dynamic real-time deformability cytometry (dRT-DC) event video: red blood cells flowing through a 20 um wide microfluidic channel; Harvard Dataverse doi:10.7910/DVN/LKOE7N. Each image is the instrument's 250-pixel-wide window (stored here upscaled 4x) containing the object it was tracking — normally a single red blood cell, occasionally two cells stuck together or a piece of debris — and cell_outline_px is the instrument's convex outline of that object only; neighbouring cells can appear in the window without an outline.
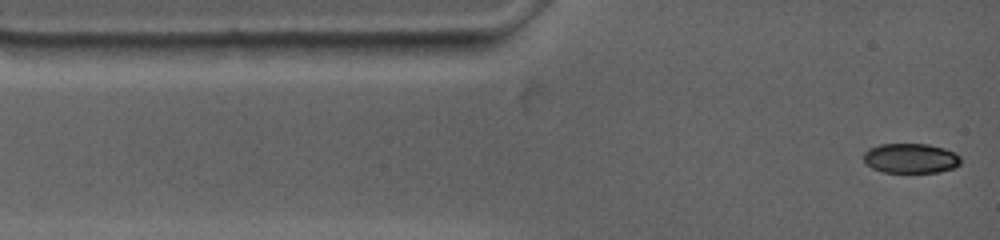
{"species": "common noctule bat (a hibernating species)", "species_latin": "Nyctalus noctula", "temperature_condition": "warm", "stored_images_in_passage": 34, "camera_frame_rate_fps": 4500, "um_per_image_px": 0.085, "animal": {"sex": "female", "body_mass_g": 19.0, "forearm_length_mm": 53.3}, "frame": {"image": 1, "passage_image": 1, "time_ms": 0.0, "image_size_px": [1000, 240], "cell_outline_px": [[960, 164], [956, 168], [940, 172], [884, 172], [872, 168], [864, 164], [864, 152], [868, 148], [880, 144], [928, 144], [944, 148], [956, 152], [960, 156]], "centroid_in_image_um": [77.42, 13.45], "position_along_channel_um": 7.6, "area_um2": 17.11}}
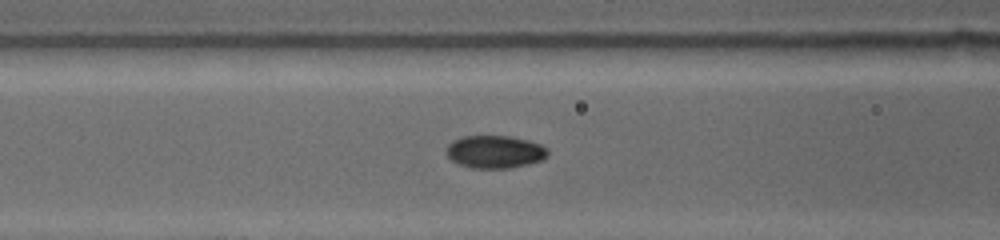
{"frame": {"image": 2, "passage_image": 24, "time_ms": 4.222, "image_size_px": [1000, 240], "cell_outline_px": [[548, 156], [544, 160], [528, 164], [508, 168], [472, 168], [460, 164], [452, 160], [444, 152], [448, 144], [452, 140], [460, 136], [508, 136], [528, 140], [540, 144], [548, 148]], "centroid_in_image_um": [42.06, 12.9], "position_along_channel_um": 124.5, "area_um2": 19.54}}
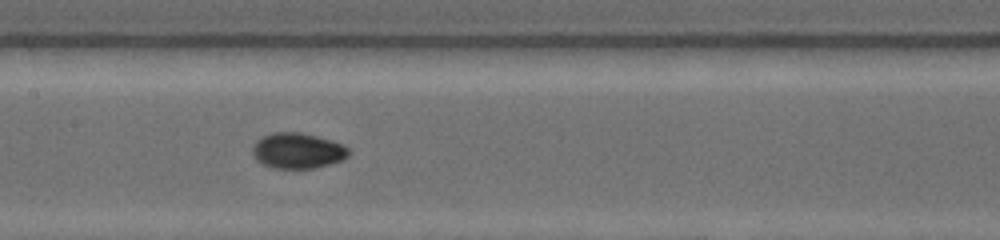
{"frame": {"image": 3, "passage_image": 33, "time_ms": 5.778, "image_size_px": [1000, 240], "cell_outline_px": [[352, 152], [344, 160], [312, 168], [272, 168], [256, 160], [252, 152], [252, 144], [256, 140], [272, 132], [300, 132], [332, 140], [344, 144]], "centroid_in_image_um": [25.31, 12.8], "position_along_channel_um": 182.1, "area_um2": 20.11}}